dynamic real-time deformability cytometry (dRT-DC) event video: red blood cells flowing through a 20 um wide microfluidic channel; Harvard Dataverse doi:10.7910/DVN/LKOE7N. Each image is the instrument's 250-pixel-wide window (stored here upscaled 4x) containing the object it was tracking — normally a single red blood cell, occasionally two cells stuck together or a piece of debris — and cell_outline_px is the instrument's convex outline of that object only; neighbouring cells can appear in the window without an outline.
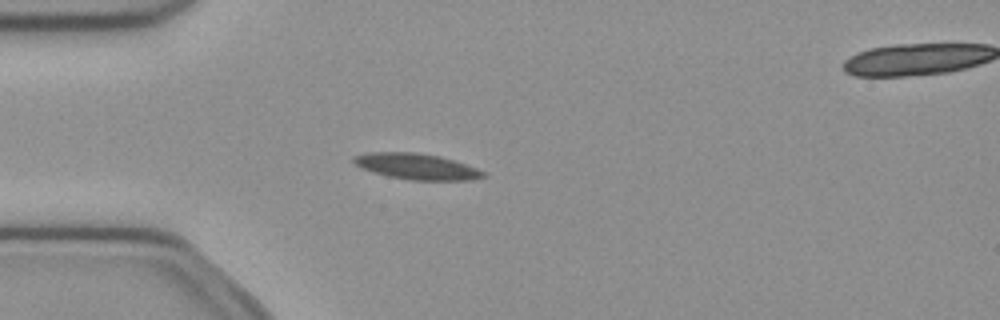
{"species": "common noctule bat (a hibernating species)", "species_latin": "Nyctalus noctula", "temperature_condition": "cold", "stored_images_in_passage": 32, "camera_frame_rate_fps": 3000, "um_per_image_px": 0.085, "animal": {"sex": "female", "body_mass_g": 21.9}, "frame": {"image": 1, "passage_image": 1, "time_ms": 0.0, "image_size_px": [1000, 320], "cell_outline_px": [[488, 176], [472, 180], [408, 180], [388, 176], [372, 172], [360, 168], [352, 160], [352, 156], [368, 152], [416, 152], [440, 156], [476, 168], [484, 172]], "centroid_in_image_um": [35.38, 14.15], "position_along_channel_um": 49.6, "area_um2": 19.65}}
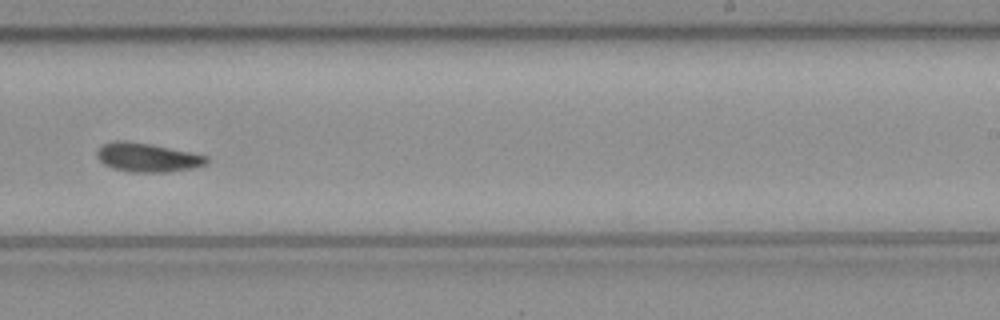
{"frame": {"image": 2, "passage_image": 19, "time_ms": 6.0, "image_size_px": [1000, 320], "cell_outline_px": [[212, 160], [208, 164], [196, 168], [168, 172], [128, 172], [112, 168], [104, 164], [96, 156], [96, 152], [100, 144], [112, 140], [124, 140], [152, 144], [192, 152], [208, 156]], "centroid_in_image_um": [12.56, 13.38], "position_along_channel_um": 276.4, "area_um2": 19.07}}
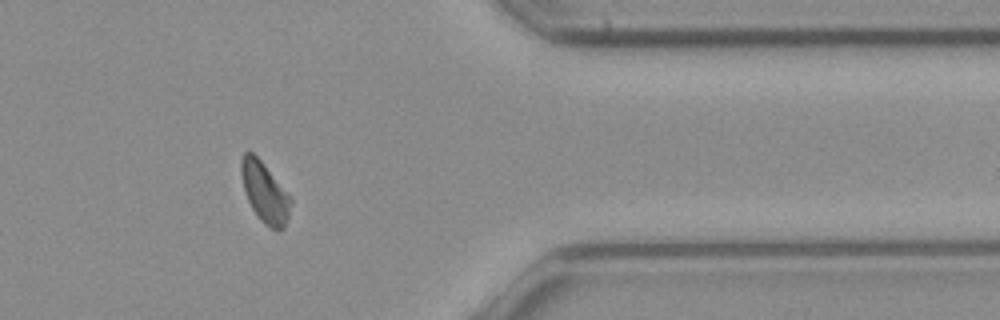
{"frame": {"image": 3, "passage_image": 29, "time_ms": 9.333, "image_size_px": [1000, 320], "cell_outline_px": [[292, 200], [288, 220], [284, 228], [280, 232], [276, 232], [264, 224], [260, 220], [252, 208], [248, 200], [244, 188], [240, 172], [240, 160], [244, 152], [252, 152], [260, 160], [292, 196]], "centroid_in_image_um": [22.53, 16.39], "position_along_channel_um": 388.9, "area_um2": 17.69}, "authors_computed_cell_mechanics": {"area_um2": 18.3226, "velocity_mm_per_s": 3.9788, "shape_relaxation_time_tau1_ms": 5.0578, "shape_relaxation_time_tau2_ms": null, "deformation_change_tau1": 0.1198, "deformation_change_tau2": null}}